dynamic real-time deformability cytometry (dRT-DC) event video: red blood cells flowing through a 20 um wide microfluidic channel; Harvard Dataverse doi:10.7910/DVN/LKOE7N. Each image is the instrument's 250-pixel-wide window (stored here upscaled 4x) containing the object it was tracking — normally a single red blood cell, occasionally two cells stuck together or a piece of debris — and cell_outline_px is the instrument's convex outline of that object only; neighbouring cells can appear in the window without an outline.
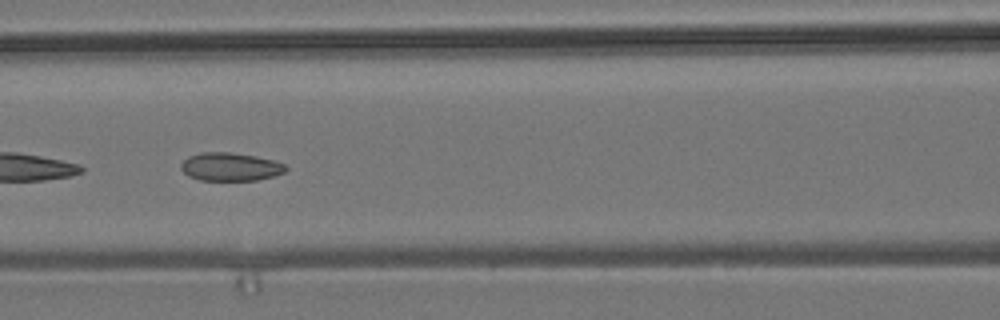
{"species": "common noctule bat (a hibernating species)", "species_latin": "Nyctalus noctula", "temperature_condition": "room temperature", "stored_images_in_passage": 9, "camera_frame_rate_fps": 3000, "um_per_image_px": 0.085, "animal": {"sex": "male", "body_mass_g": 19.2, "forearm_length_mm": 51.8}, "frame": {"image": 1, "passage_image": 7, "time_ms": 7.667, "image_size_px": [1000, 320], "cell_outline_px": [[288, 168], [284, 172], [272, 176], [256, 180], [200, 180], [188, 176], [180, 168], [180, 164], [188, 156], [200, 152], [228, 152], [256, 156], [272, 160], [284, 164]], "centroid_in_image_um": [19.54, 14.17], "position_along_channel_um": 147.1, "area_um2": 17.17}}
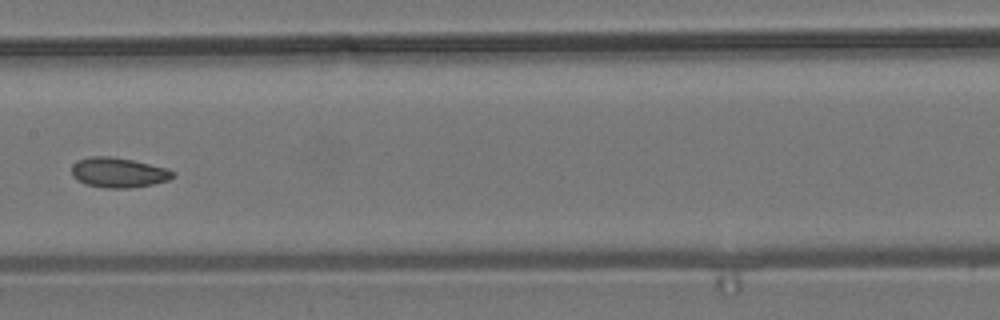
{"frame": {"image": 2, "passage_image": 8, "time_ms": 9.0, "image_size_px": [1000, 320], "cell_outline_px": [[176, 176], [168, 180], [152, 184], [128, 188], [104, 188], [84, 184], [76, 180], [72, 176], [72, 164], [80, 160], [92, 156], [112, 156], [132, 160], [164, 168], [176, 172]], "centroid_in_image_um": [10.04, 14.68], "position_along_channel_um": 197.4, "area_um2": 17.63}}
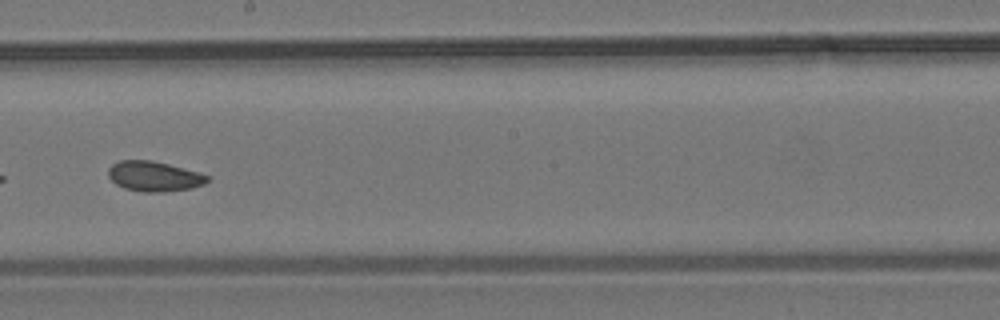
{"frame": {"image": 3, "passage_image": 9, "time_ms": 10.0, "image_size_px": [1000, 320], "cell_outline_px": [[208, 180], [204, 184], [192, 188], [164, 192], [144, 192], [124, 188], [116, 184], [108, 176], [108, 168], [112, 164], [120, 160], [152, 160], [200, 172], [208, 176]], "centroid_in_image_um": [13.09, 14.98], "position_along_channel_um": 235.1, "area_um2": 17.4}}